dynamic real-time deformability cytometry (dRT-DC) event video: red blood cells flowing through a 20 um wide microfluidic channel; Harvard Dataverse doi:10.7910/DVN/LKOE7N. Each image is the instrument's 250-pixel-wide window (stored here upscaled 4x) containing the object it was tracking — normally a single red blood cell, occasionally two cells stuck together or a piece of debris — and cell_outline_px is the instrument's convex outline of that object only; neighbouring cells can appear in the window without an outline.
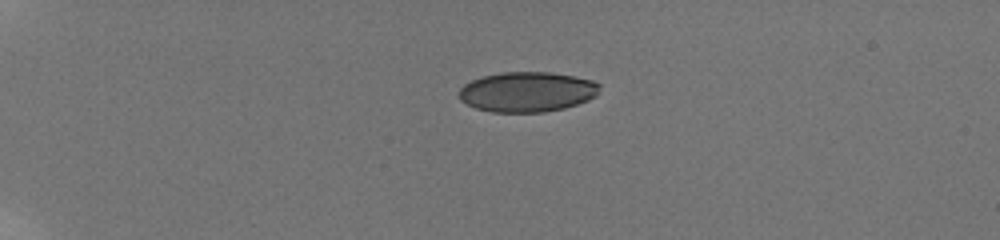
{"species": "human", "species_latin": "Homo sapiens", "temperature_condition": "room temperature", "stored_images_in_passage": 57, "camera_frame_rate_fps": 3000, "um_per_image_px": 0.085, "donor": {"sex": "male"}, "frame": {"image": 1, "passage_image": 1, "time_ms": 0.0, "image_size_px": [1000, 240], "cell_outline_px": [[600, 88], [596, 96], [588, 100], [564, 108], [544, 112], [492, 112], [476, 108], [460, 100], [460, 88], [464, 84], [472, 80], [484, 76], [500, 72], [552, 72], [576, 76], [592, 80], [600, 84]], "centroid_in_image_um": [44.83, 7.8], "position_along_channel_um": 40.2, "area_um2": 32.89}}
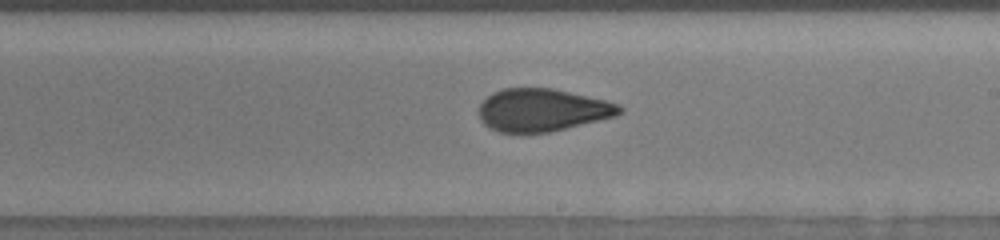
{"frame": {"image": 2, "passage_image": 30, "time_ms": 7.333, "image_size_px": [1000, 240], "cell_outline_px": [[624, 112], [616, 116], [548, 132], [520, 136], [500, 132], [488, 128], [480, 120], [480, 104], [492, 92], [504, 88], [552, 88], [604, 100], [620, 104], [624, 108]], "centroid_in_image_um": [46.07, 9.39], "position_along_channel_um": 242.9, "area_um2": 35.43}}
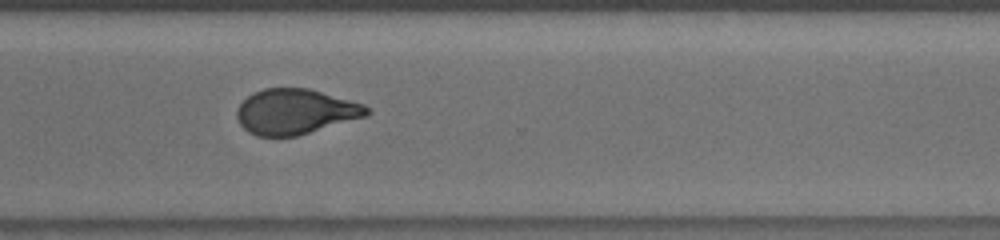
{"frame": {"image": 3, "passage_image": 41, "time_ms": 10.0, "image_size_px": [1000, 240], "cell_outline_px": [[372, 112], [368, 116], [296, 136], [256, 136], [248, 132], [240, 124], [236, 116], [236, 112], [240, 104], [248, 96], [264, 88], [308, 88], [364, 104], [372, 108]], "centroid_in_image_um": [25.14, 9.49], "position_along_channel_um": 345.5, "area_um2": 34.28}, "authors_computed_cell_mechanics": {"area_um2": 35.0846, "velocity_mm_per_s": 3.8514, "shape_relaxation_time_tau1_ms": 6.9904, "shape_relaxation_time_tau2_ms": 1.0942, "deformation_change_tau1": 0.1943, "deformation_change_tau2": 0.0809}}